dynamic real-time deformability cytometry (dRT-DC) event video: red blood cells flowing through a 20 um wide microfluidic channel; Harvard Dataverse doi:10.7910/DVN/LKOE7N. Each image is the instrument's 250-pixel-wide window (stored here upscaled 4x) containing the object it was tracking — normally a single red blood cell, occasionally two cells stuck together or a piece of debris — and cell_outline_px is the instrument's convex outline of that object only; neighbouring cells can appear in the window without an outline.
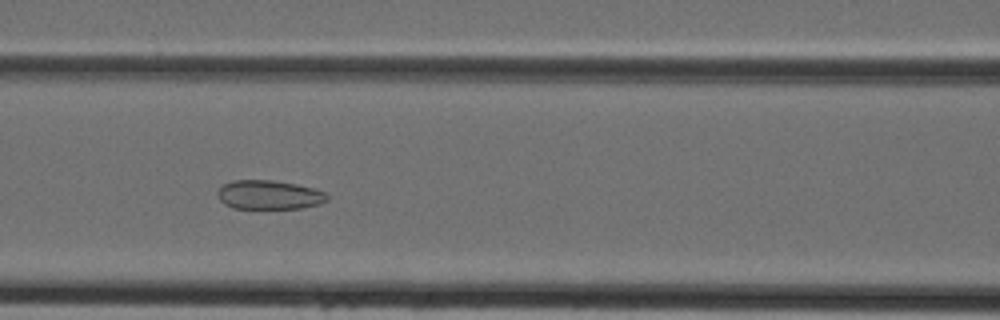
{"species": "Egyptian fruit bat (a non-hibernating species)", "species_latin": "Rousettus aegyptiacus", "temperature_condition": "cold", "stored_images_in_passage": 38, "camera_frame_rate_fps": 3000, "um_per_image_px": 0.085, "animal": {"sex": "female"}, "frame": {"image": 1, "passage_image": 13, "time_ms": 4.0, "image_size_px": [1000, 320], "cell_outline_px": [[328, 200], [320, 204], [304, 208], [232, 208], [224, 204], [216, 196], [216, 192], [224, 184], [232, 180], [272, 180], [296, 184], [316, 188], [328, 192]], "centroid_in_image_um": [22.9, 16.56], "position_along_channel_um": 143.7, "area_um2": 18.84}}
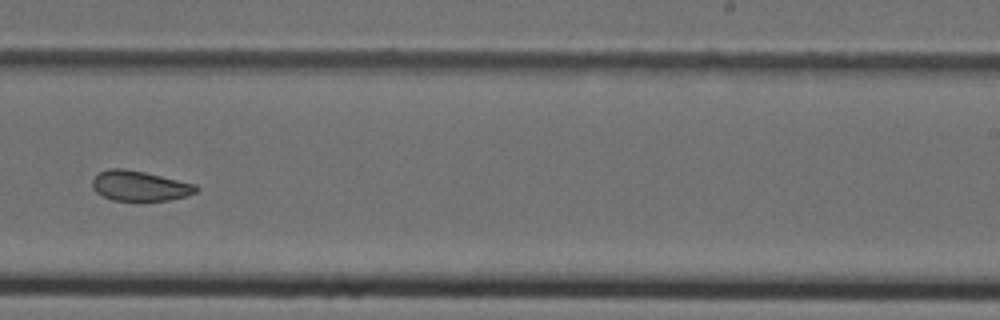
{"frame": {"image": 2, "passage_image": 22, "time_ms": 7.0, "image_size_px": [1000, 320], "cell_outline_px": [[200, 188], [196, 192], [188, 196], [168, 200], [112, 200], [96, 192], [92, 188], [92, 180], [100, 172], [108, 168], [124, 168], [144, 172], [196, 184]], "centroid_in_image_um": [11.89, 15.79], "position_along_channel_um": 277.1, "area_um2": 18.15}}
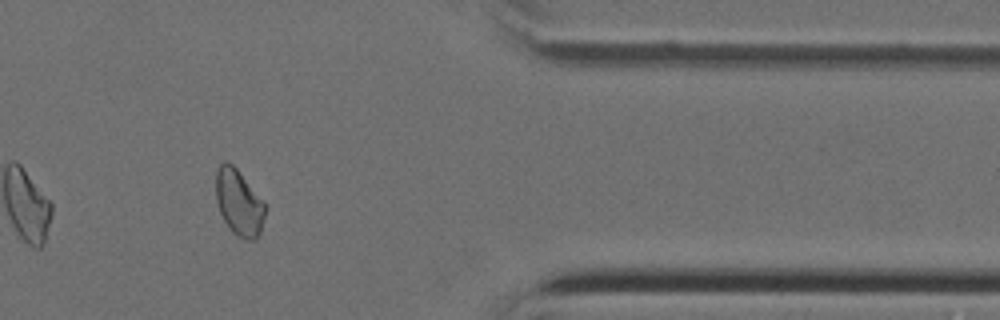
{"frame": {"image": 3, "passage_image": 31, "time_ms": 10.0, "image_size_px": [1000, 320], "cell_outline_px": [[264, 216], [260, 236], [256, 240], [248, 240], [236, 236], [228, 228], [220, 212], [216, 200], [216, 172], [220, 164], [224, 160], [228, 160], [236, 168], [264, 200]], "centroid_in_image_um": [20.31, 17.23], "position_along_channel_um": 391.1, "area_um2": 19.13}}